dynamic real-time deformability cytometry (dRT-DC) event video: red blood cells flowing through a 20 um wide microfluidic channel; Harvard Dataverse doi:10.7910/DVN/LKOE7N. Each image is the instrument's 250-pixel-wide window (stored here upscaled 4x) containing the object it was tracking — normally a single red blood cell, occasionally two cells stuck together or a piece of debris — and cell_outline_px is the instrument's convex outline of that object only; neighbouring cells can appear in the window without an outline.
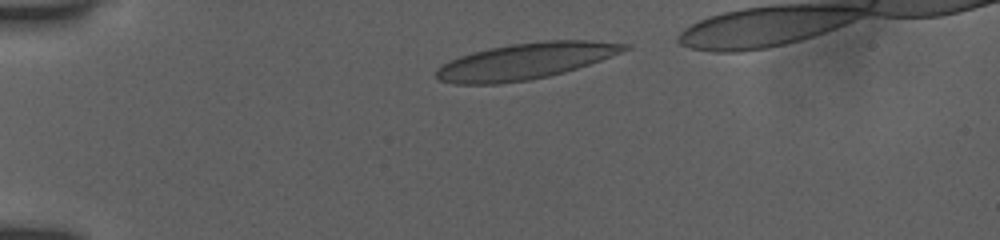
{"species": "human", "species_latin": "Homo sapiens", "temperature_condition": "room temperature", "stored_images_in_passage": 37, "camera_frame_rate_fps": 3000, "um_per_image_px": 0.085, "donor": {"sex": "female"}, "frame": {"image": 1, "passage_image": 3, "time_ms": 0.667, "image_size_px": [1000, 240], "cell_outline_px": [[632, 48], [600, 60], [564, 72], [548, 76], [528, 80], [500, 84], [456, 84], [440, 80], [436, 76], [436, 68], [448, 60], [472, 52], [512, 44], [544, 40], [588, 40], [632, 44]], "centroid_in_image_um": [44.66, 5.19], "position_along_channel_um": 40.3, "area_um2": 39.59}}
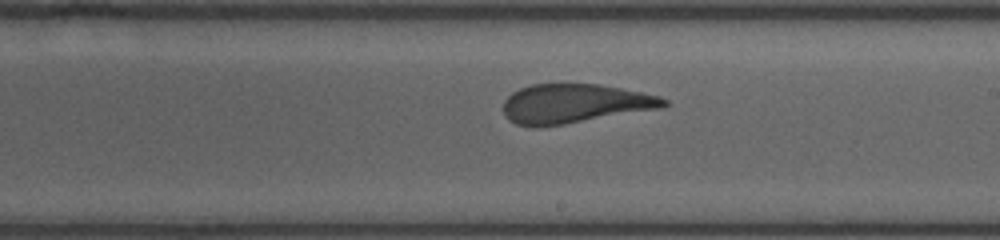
{"frame": {"image": 2, "passage_image": 22, "time_ms": 7.0, "image_size_px": [1000, 240], "cell_outline_px": [[672, 104], [664, 108], [564, 124], [532, 128], [516, 124], [508, 120], [504, 116], [504, 100], [512, 92], [520, 88], [532, 84], [600, 84], [660, 96], [668, 100]], "centroid_in_image_um": [48.86, 8.82], "position_along_channel_um": 240.1, "area_um2": 36.99}}
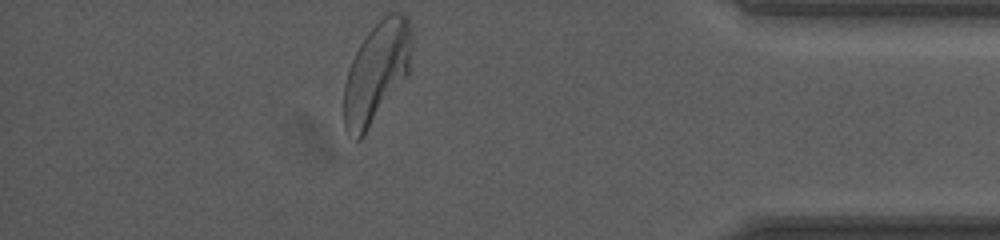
{"frame": {"image": 3, "passage_image": 37, "time_ms": 12.0, "image_size_px": [1000, 240], "cell_outline_px": [[412, 36], [408, 76], [364, 136], [360, 140], [356, 140], [344, 128], [344, 84], [348, 68], [360, 44], [368, 32], [388, 12], [400, 12], [408, 16], [412, 32]], "centroid_in_image_um": [32.02, 6.16], "position_along_channel_um": 403.2, "area_um2": 40.0}, "authors_computed_cell_mechanics": {"area_um2": 38.4948, "velocity_mm_per_s": 3.8986, "shape_relaxation_time_tau1_ms": 10.0849, "shape_relaxation_time_tau2_ms": 0.932, "deformation_change_tau1": 0.2929, "deformation_change_tau2": 0.0954}}